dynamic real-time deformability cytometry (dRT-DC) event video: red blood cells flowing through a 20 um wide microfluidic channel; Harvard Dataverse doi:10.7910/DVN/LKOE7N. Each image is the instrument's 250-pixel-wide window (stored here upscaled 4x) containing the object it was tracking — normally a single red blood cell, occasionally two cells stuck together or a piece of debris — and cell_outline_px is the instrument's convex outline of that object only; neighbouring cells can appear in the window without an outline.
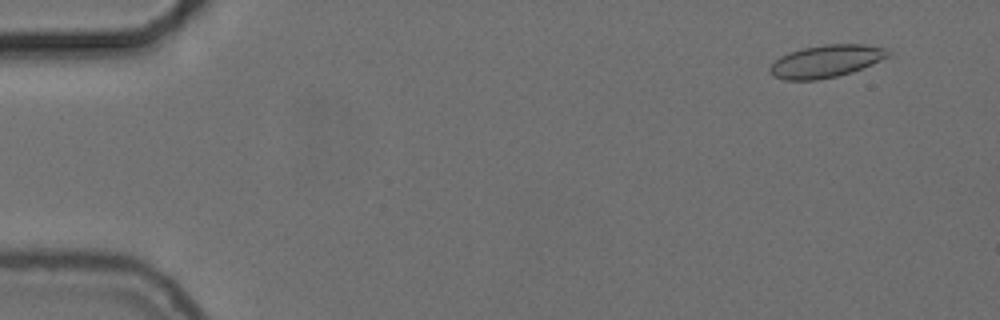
{"species": "common noctule bat (a hibernating species)", "species_latin": "Nyctalus noctula", "temperature_condition": "cold", "stored_images_in_passage": 55, "camera_frame_rate_fps": 3000, "um_per_image_px": 0.085, "animal": {"sex": "female", "body_mass_g": 24.6, "forearm_length_mm": 56.2}, "frame": {"image": 1, "passage_image": 5, "time_ms": 1.333, "image_size_px": [1000, 320], "cell_outline_px": [[892, 56], [852, 72], [836, 76], [816, 80], [784, 80], [772, 76], [768, 72], [768, 68], [780, 56], [788, 52], [800, 48], [824, 44], [864, 44], [888, 48], [892, 52]], "centroid_in_image_um": [70.23, 5.19], "position_along_channel_um": 14.8, "area_um2": 22.77}}
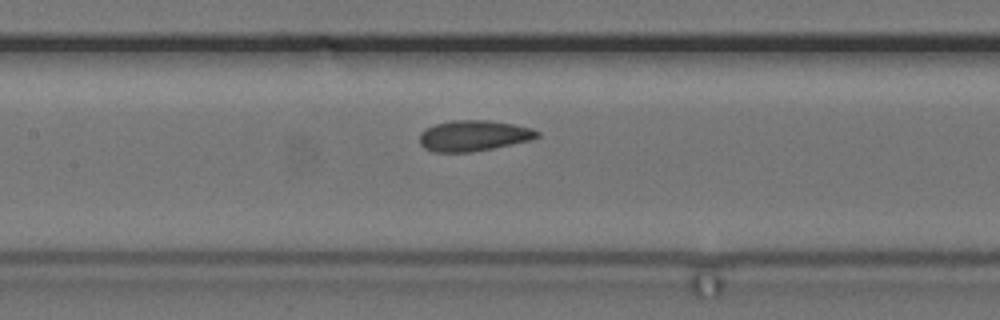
{"frame": {"image": 2, "passage_image": 27, "time_ms": 8.667, "image_size_px": [1000, 320], "cell_outline_px": [[540, 136], [532, 140], [472, 152], [432, 152], [424, 148], [420, 144], [420, 132], [424, 128], [436, 124], [452, 120], [488, 120], [512, 124], [532, 128], [540, 132]], "centroid_in_image_um": [40.24, 11.53], "position_along_channel_um": 167.2, "area_um2": 21.21}}
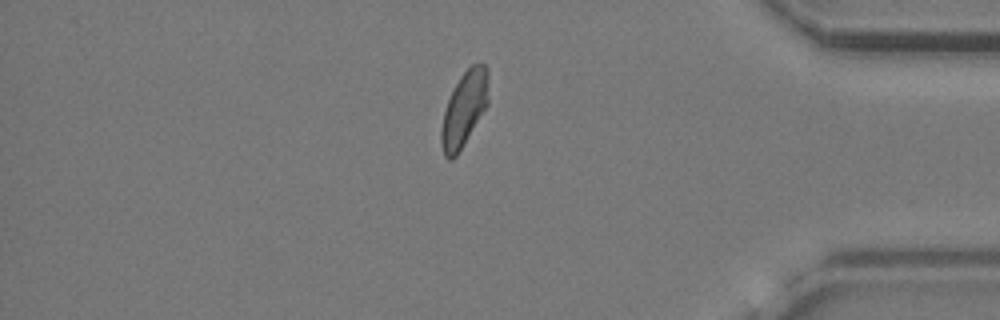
{"frame": {"image": 3, "passage_image": 48, "time_ms": 15.667, "image_size_px": [1000, 320], "cell_outline_px": [[488, 104], [456, 156], [452, 160], [448, 160], [444, 156], [440, 140], [440, 132], [444, 112], [448, 100], [460, 76], [472, 64], [484, 64], [488, 68]], "centroid_in_image_um": [39.45, 9.27], "position_along_channel_um": 395.7, "area_um2": 20.35}}